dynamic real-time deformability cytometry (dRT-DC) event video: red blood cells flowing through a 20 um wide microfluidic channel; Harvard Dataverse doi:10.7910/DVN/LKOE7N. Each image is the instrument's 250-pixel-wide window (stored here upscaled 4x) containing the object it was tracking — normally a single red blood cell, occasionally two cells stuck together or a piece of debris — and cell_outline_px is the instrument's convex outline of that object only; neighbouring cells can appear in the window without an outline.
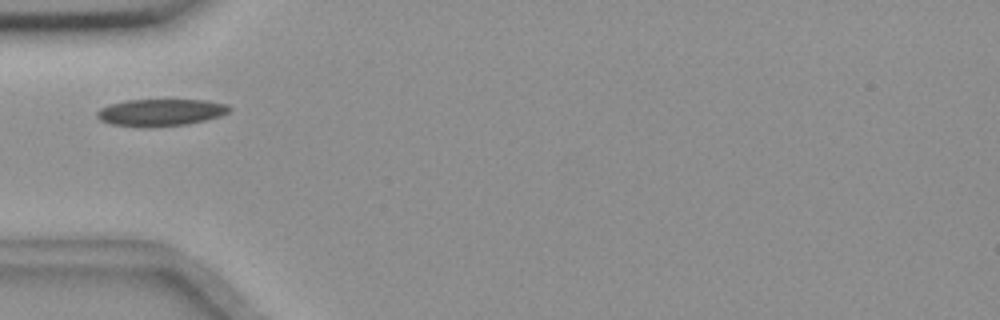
{"species": "common noctule bat (a hibernating species)", "species_latin": "Nyctalus noctula", "temperature_condition": "room temperature", "stored_images_in_passage": 4, "camera_frame_rate_fps": 3000, "um_per_image_px": 0.085, "animal": {"sex": "female", "body_mass_g": 18.4}, "frame": {"image": 1, "passage_image": 2, "time_ms": 1.0, "image_size_px": [1000, 320], "cell_outline_px": [[232, 108], [228, 112], [220, 116], [188, 124], [140, 128], [112, 124], [100, 120], [96, 116], [96, 112], [100, 108], [108, 104], [128, 100], [204, 100], [228, 104]], "centroid_in_image_um": [13.63, 9.56], "position_along_channel_um": 71.4, "area_um2": 20.98}}
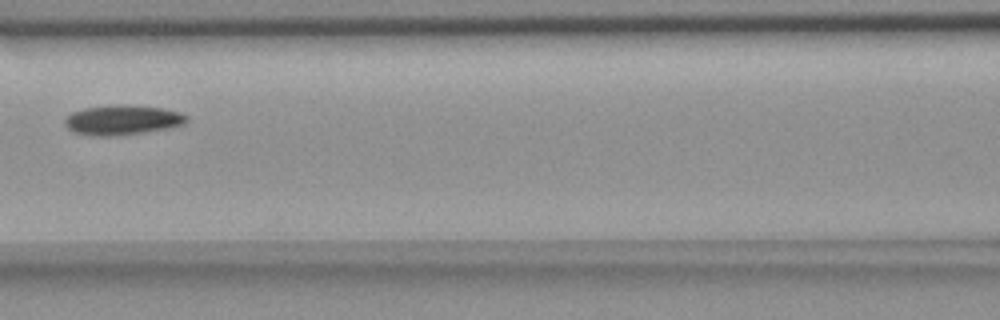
{"frame": {"image": 2, "passage_image": 4, "time_ms": 3.333, "image_size_px": [1000, 320], "cell_outline_px": [[188, 120], [184, 124], [168, 128], [112, 136], [92, 136], [76, 132], [68, 128], [64, 124], [64, 120], [72, 112], [84, 108], [112, 104], [124, 104], [164, 108], [180, 112], [188, 116]], "centroid_in_image_um": [10.41, 10.18], "position_along_channel_um": 156.2, "area_um2": 21.15}}